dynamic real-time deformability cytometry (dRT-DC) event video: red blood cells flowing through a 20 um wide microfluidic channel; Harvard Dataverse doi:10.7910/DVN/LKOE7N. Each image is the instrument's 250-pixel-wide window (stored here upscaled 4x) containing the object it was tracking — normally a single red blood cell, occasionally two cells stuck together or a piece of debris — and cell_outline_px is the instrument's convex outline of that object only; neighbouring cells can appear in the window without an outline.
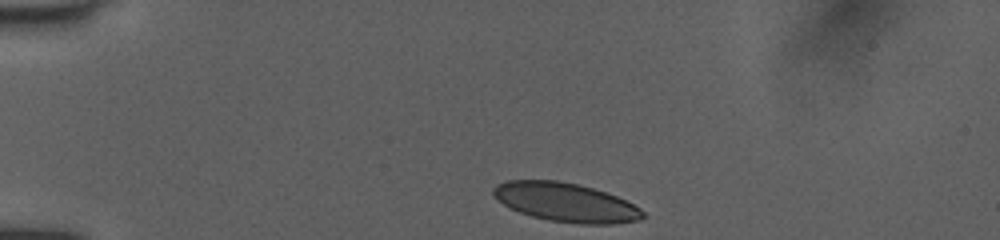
{"species": "human", "species_latin": "Homo sapiens", "temperature_condition": "room temperature", "stored_images_in_passage": 38, "camera_frame_rate_fps": 3000, "um_per_image_px": 0.085, "donor": {"sex": "female"}, "frame": {"image": 1, "passage_image": 1, "time_ms": 0.0, "image_size_px": [1000, 240], "cell_outline_px": [[644, 216], [640, 220], [612, 224], [580, 224], [548, 220], [532, 216], [508, 208], [492, 192], [492, 188], [496, 184], [508, 180], [556, 180], [580, 184], [616, 196], [640, 208], [644, 212]], "centroid_in_image_um": [48.07, 17.2], "position_along_channel_um": 36.9, "area_um2": 33.76}}
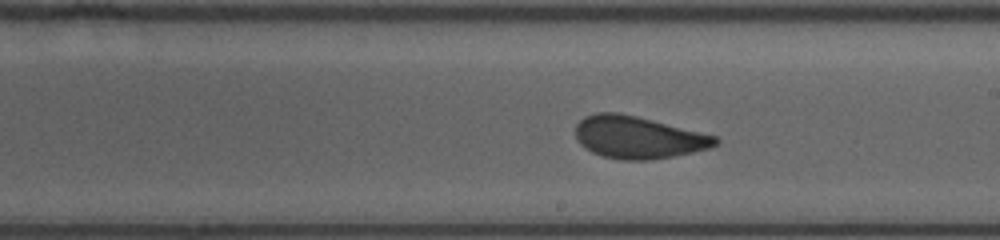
{"frame": {"image": 2, "passage_image": 20, "time_ms": 6.333, "image_size_px": [1000, 240], "cell_outline_px": [[720, 144], [708, 148], [692, 152], [672, 156], [648, 160], [620, 160], [600, 156], [584, 148], [576, 140], [576, 124], [584, 116], [596, 112], [616, 112], [636, 116], [716, 136], [720, 140]], "centroid_in_image_um": [54.2, 11.68], "position_along_channel_um": 234.8, "area_um2": 34.45}}
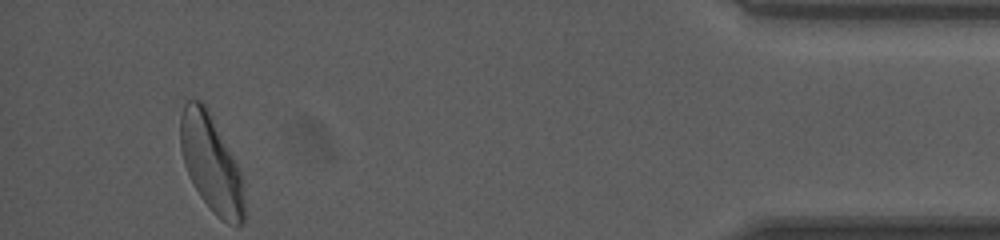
{"frame": {"image": 3, "passage_image": 38, "time_ms": 12.333, "image_size_px": [1000, 240], "cell_outline_px": [[244, 224], [228, 224], [216, 216], [212, 212], [200, 196], [184, 164], [180, 148], [180, 116], [184, 104], [188, 100], [200, 100], [208, 108], [240, 172], [244, 200]], "centroid_in_image_um": [17.93, 13.89], "position_along_channel_um": 417.3, "area_um2": 35.6}, "authors_computed_cell_mechanics": {"area_um2": 34.8534, "velocity_mm_per_s": 4.026, "shape_relaxation_time_tau1_ms": 4.7434, "shape_relaxation_time_tau2_ms": 0.8541, "deformation_change_tau1": 0.1376, "deformation_change_tau2": 0.0612}}